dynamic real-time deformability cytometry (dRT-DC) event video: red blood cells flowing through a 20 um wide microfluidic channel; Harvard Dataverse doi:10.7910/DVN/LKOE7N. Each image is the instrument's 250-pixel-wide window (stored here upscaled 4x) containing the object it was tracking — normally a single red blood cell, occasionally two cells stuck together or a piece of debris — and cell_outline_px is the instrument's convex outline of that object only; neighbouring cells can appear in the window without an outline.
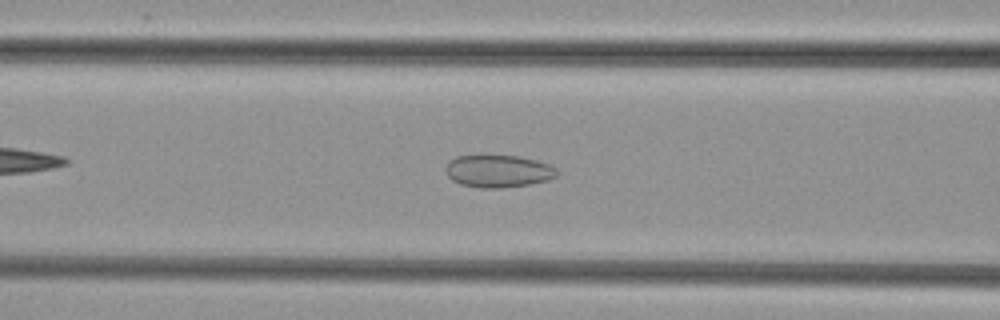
{"species": "common noctule bat (a hibernating species)", "species_latin": "Nyctalus noctula", "temperature_condition": "cold", "stored_images_in_passage": 41, "camera_frame_rate_fps": 3000, "um_per_image_px": 0.085, "animal": {"sex": "female", "body_mass_g": 29.2, "forearm_length_mm": 56.3}, "frame": {"image": 1, "passage_image": 11, "time_ms": 3.333, "image_size_px": [1000, 320], "cell_outline_px": [[556, 176], [548, 180], [528, 184], [500, 188], [480, 188], [460, 184], [452, 180], [448, 176], [444, 168], [448, 160], [456, 156], [520, 156], [536, 160], [548, 164], [556, 168]], "centroid_in_image_um": [42.3, 14.55], "position_along_channel_um": 124.3, "area_um2": 20.98}}
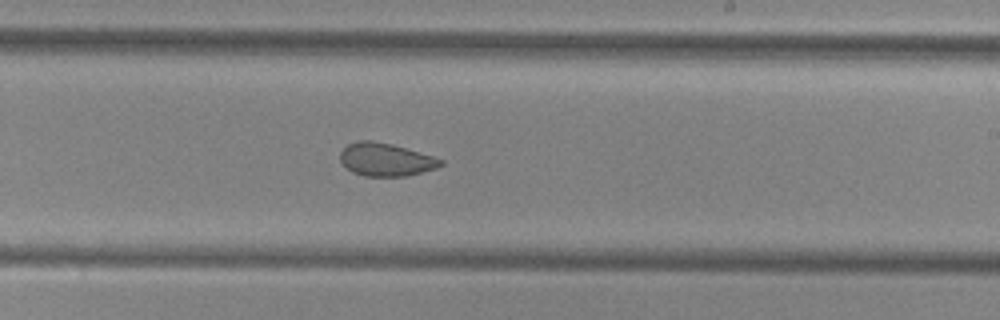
{"frame": {"image": 2, "passage_image": 21, "time_ms": 6.667, "image_size_px": [1000, 320], "cell_outline_px": [[444, 164], [436, 168], [404, 176], [364, 176], [352, 172], [340, 160], [340, 152], [348, 144], [360, 140], [372, 140], [392, 144], [432, 156], [444, 160]], "centroid_in_image_um": [32.78, 13.56], "position_along_channel_um": 256.2, "area_um2": 19.13}}
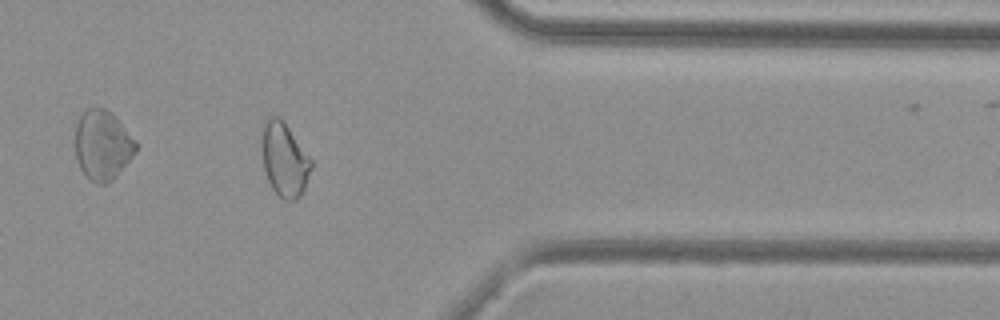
{"frame": {"image": 3, "passage_image": 32, "time_ms": 10.333, "image_size_px": [1000, 320], "cell_outline_px": [[312, 168], [304, 188], [300, 196], [296, 200], [284, 200], [272, 188], [268, 180], [264, 168], [260, 144], [264, 120], [268, 116], [280, 116], [312, 160]], "centroid_in_image_um": [24.15, 13.53], "position_along_channel_um": 387.2, "area_um2": 21.39}}